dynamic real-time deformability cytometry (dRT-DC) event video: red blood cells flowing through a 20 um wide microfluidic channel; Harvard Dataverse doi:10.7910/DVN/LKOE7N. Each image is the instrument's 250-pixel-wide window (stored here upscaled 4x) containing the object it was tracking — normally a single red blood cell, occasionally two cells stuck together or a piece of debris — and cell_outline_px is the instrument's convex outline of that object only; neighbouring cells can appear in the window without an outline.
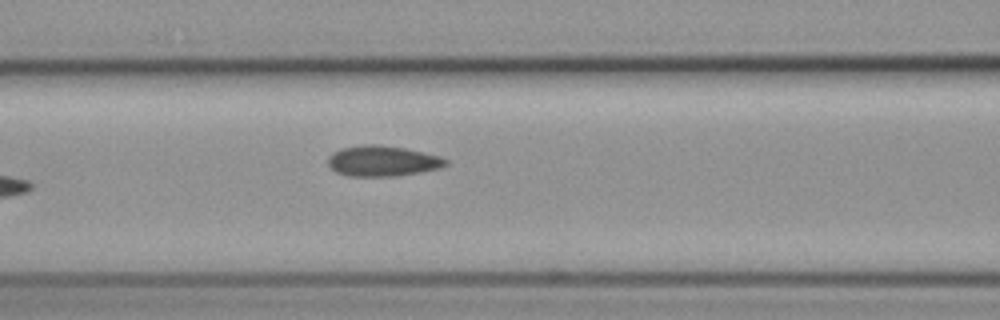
{"species": "common noctule bat (a hibernating species)", "species_latin": "Nyctalus noctula", "temperature_condition": "cold", "stored_images_in_passage": 8, "segment_of_instrument_passage": [1, 2], "camera_frame_rate_fps": 3000, "um_per_image_px": 0.085, "animal": {"sex": "female", "body_mass_g": 19.3, "forearm_length_mm": 54.1}, "frame": {"image": 1, "passage_image": 7, "time_ms": 7.333, "image_size_px": [1000, 320], "cell_outline_px": [[448, 164], [440, 168], [420, 172], [396, 176], [348, 176], [336, 172], [328, 164], [328, 156], [332, 152], [340, 148], [364, 144], [376, 144], [404, 148], [440, 156], [448, 160]], "centroid_in_image_um": [32.5, 13.68], "position_along_channel_um": 134.1, "area_um2": 21.04}}